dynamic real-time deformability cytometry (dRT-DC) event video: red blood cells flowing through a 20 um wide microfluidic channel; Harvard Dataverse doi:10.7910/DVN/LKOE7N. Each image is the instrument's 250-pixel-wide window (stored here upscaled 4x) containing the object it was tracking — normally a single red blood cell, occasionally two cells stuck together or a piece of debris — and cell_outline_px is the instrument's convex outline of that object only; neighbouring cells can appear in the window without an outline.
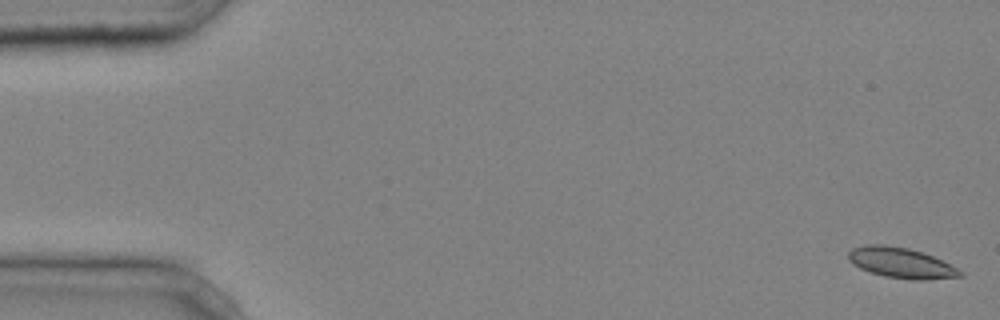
{"species": "common noctule bat (a hibernating species)", "species_latin": "Nyctalus noctula", "temperature_condition": "cold", "stored_images_in_passage": 44, "camera_frame_rate_fps": 3000, "um_per_image_px": 0.085, "animal": {"sex": "male", "body_mass_g": 20.4}, "frame": {"image": 1, "passage_image": 1, "time_ms": 0.0, "image_size_px": [1000, 320], "cell_outline_px": [[964, 276], [924, 280], [912, 280], [884, 276], [860, 268], [852, 264], [848, 260], [848, 252], [852, 248], [864, 244], [884, 244], [908, 248], [932, 256], [964, 272]], "centroid_in_image_um": [76.55, 22.34], "position_along_channel_um": 8.4, "area_um2": 19.77}}
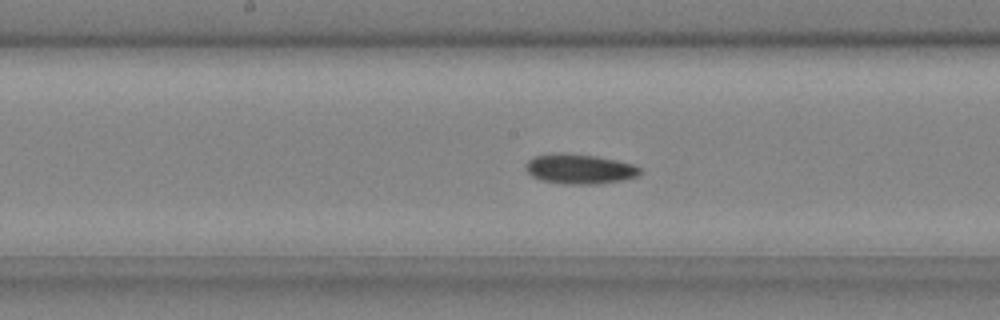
{"frame": {"image": 2, "passage_image": 24, "time_ms": 7.667, "image_size_px": [1000, 320], "cell_outline_px": [[644, 172], [640, 176], [620, 180], [596, 184], [568, 184], [540, 180], [532, 176], [524, 168], [524, 164], [532, 156], [552, 152], [564, 152], [596, 156], [616, 160], [632, 164], [640, 168]], "centroid_in_image_um": [49.23, 14.34], "position_along_channel_um": 199.0, "area_um2": 20.23}}
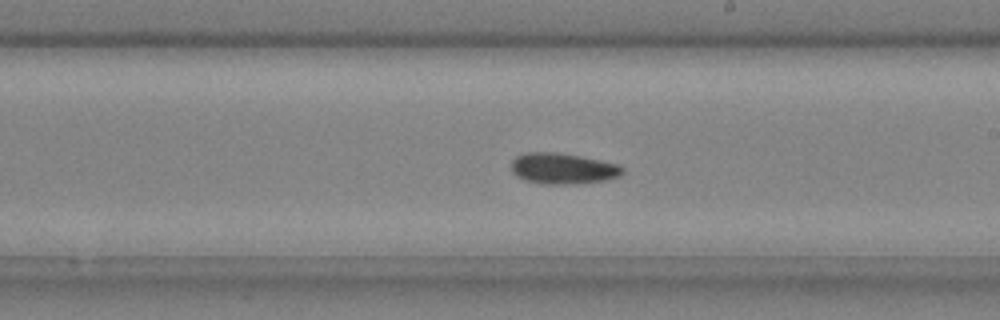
{"frame": {"image": 3, "passage_image": 27, "time_ms": 8.667, "image_size_px": [1000, 320], "cell_outline_px": [[624, 172], [620, 176], [604, 180], [572, 184], [540, 184], [516, 176], [512, 172], [512, 160], [516, 156], [524, 152], [556, 152], [580, 156], [620, 164], [624, 168]], "centroid_in_image_um": [47.85, 14.32], "position_along_channel_um": 241.2, "area_um2": 20.11}, "authors_computed_cell_mechanics": {"area_um2": 19.5364, "velocity_mm_per_s": 4.2263, "shape_relaxation_time_tau1_ms": 6.4484, "shape_relaxation_time_tau2_ms": null, "deformation_change_tau1": 0.0963, "deformation_change_tau2": null}}